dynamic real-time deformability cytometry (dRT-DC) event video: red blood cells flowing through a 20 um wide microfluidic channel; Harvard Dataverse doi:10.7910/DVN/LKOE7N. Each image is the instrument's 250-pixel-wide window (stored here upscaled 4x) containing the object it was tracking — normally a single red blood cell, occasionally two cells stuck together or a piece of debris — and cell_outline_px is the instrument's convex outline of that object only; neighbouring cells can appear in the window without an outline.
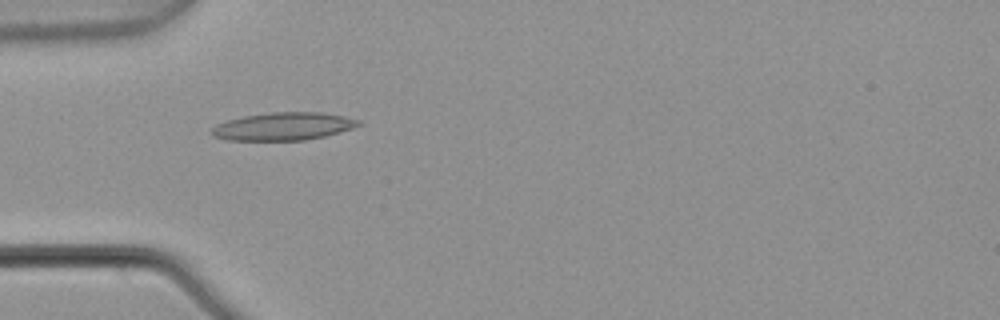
{"species": "common noctule bat (a hibernating species)", "species_latin": "Nyctalus noctula", "temperature_condition": "warm", "stored_images_in_passage": 8, "camera_frame_rate_fps": 3000, "um_per_image_px": 0.085, "animal": {"sex": "male", "body_mass_g": 21.5, "forearm_length_mm": 52.0}, "frame": {"image": 1, "passage_image": 5, "time_ms": 1.333, "image_size_px": [1000, 320], "cell_outline_px": [[364, 124], [340, 132], [324, 136], [304, 140], [228, 140], [212, 136], [212, 128], [216, 124], [228, 120], [244, 116], [272, 112], [320, 112], [344, 116], [360, 120]], "centroid_in_image_um": [24.11, 10.74], "position_along_channel_um": 60.9, "area_um2": 23.76}}
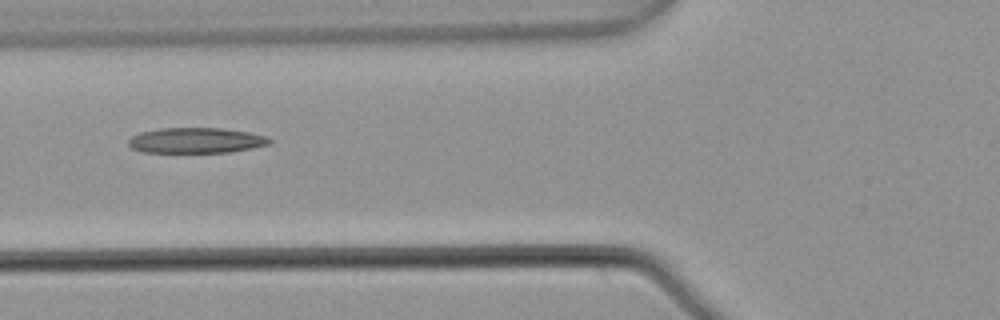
{"frame": {"image": 2, "passage_image": 6, "time_ms": 1.667, "image_size_px": [1000, 320], "cell_outline_px": [[272, 144], [252, 148], [228, 152], [140, 152], [132, 148], [128, 144], [128, 140], [132, 136], [140, 132], [160, 128], [220, 128], [248, 132], [268, 136], [272, 140]], "centroid_in_image_um": [16.68, 11.93], "position_along_channel_um": 109.1, "area_um2": 20.98}}
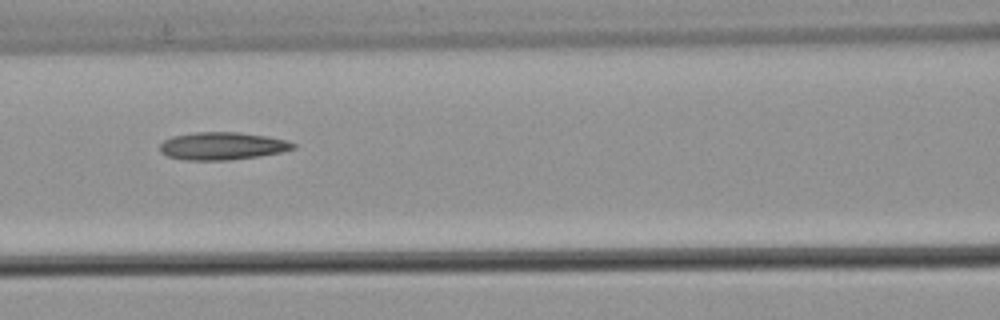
{"frame": {"image": 3, "passage_image": 7, "time_ms": 2.0, "image_size_px": [1000, 320], "cell_outline_px": [[296, 148], [280, 152], [260, 156], [228, 160], [184, 160], [168, 156], [160, 152], [160, 144], [164, 140], [172, 136], [196, 132], [236, 132], [268, 136], [288, 140], [296, 144]], "centroid_in_image_um": [18.9, 12.41], "position_along_channel_um": 147.7, "area_um2": 21.56}}